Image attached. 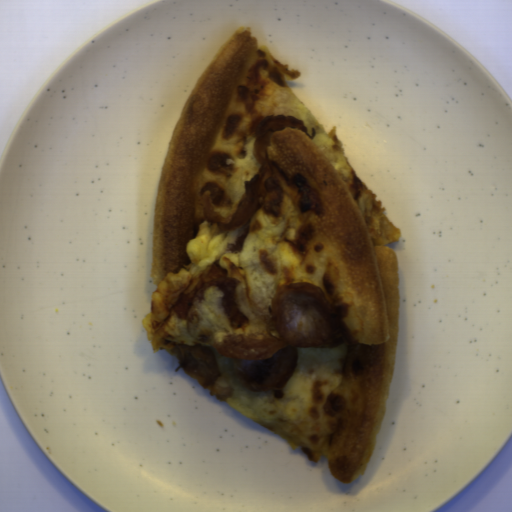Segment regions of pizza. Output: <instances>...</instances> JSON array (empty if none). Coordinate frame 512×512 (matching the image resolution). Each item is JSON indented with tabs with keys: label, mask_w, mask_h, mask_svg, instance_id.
I'll return each instance as SVG.
<instances>
[{
	"label": "pizza",
	"mask_w": 512,
	"mask_h": 512,
	"mask_svg": "<svg viewBox=\"0 0 512 512\" xmlns=\"http://www.w3.org/2000/svg\"><path fill=\"white\" fill-rule=\"evenodd\" d=\"M258 45L250 26L223 43L188 96L165 152L154 211L151 278L155 291L170 273L192 268L188 241L223 234L217 260L235 278L234 297L247 321L232 328L223 293L209 285L186 316L174 308L158 324L142 318L151 348L207 347L220 371L225 402L282 437L310 462L327 455L334 479L363 475L386 413L400 322L396 253L402 233L382 201L345 158L335 127L328 133L287 80L300 76ZM294 115L298 129L267 131L272 175L264 204L244 226L217 231L204 219L207 195L232 216L260 171L256 126L266 115ZM293 282L320 286L341 327L336 347H300L284 387L252 392L237 381L233 359L214 343L280 337L271 298Z\"/></svg>",
	"instance_id": "pizza-1"
}]
</instances>
